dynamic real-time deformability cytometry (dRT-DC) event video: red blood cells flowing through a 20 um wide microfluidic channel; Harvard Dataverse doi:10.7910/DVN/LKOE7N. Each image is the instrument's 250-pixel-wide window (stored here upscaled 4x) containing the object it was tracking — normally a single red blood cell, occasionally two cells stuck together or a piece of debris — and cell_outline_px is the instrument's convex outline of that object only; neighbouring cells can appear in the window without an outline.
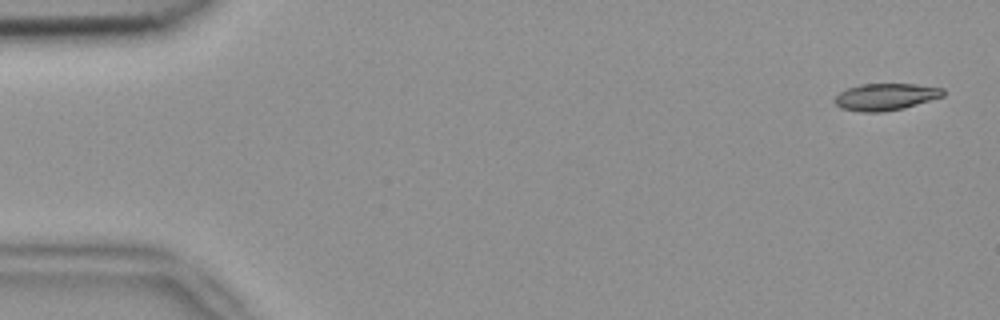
{"species": "common noctule bat (a hibernating species)", "species_latin": "Nyctalus noctula", "temperature_condition": "room temperature", "stored_images_in_passage": 11, "segment_of_instrument_passage": [1, 2], "camera_frame_rate_fps": 3000, "um_per_image_px": 0.085, "animal": {"sex": "female", "body_mass_g": 18.4}, "frame": {"image": 1, "passage_image": 1, "time_ms": 0.0, "image_size_px": [1000, 320], "cell_outline_px": [[944, 96], [904, 108], [884, 112], [860, 112], [840, 108], [832, 100], [840, 92], [848, 88], [860, 84], [916, 84], [944, 88]], "centroid_in_image_um": [75.27, 8.23], "position_along_channel_um": 9.7, "area_um2": 17.11}}
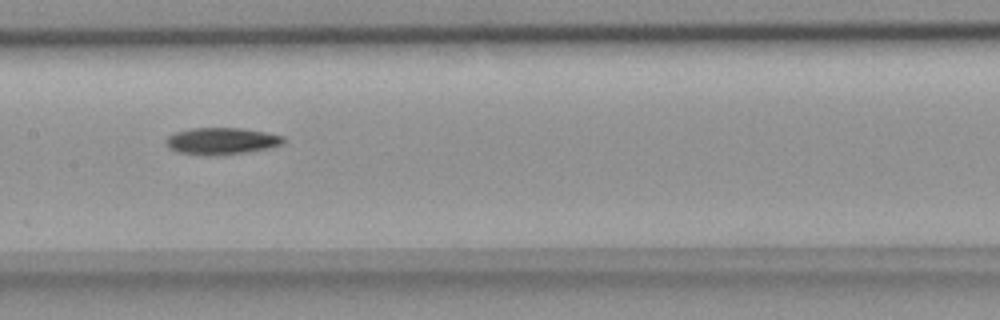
{"frame": {"image": 2, "passage_image": 8, "time_ms": 2.333, "image_size_px": [1000, 320], "cell_outline_px": [[284, 144], [268, 148], [244, 152], [180, 152], [168, 148], [164, 140], [168, 136], [176, 132], [192, 128], [240, 128], [264, 132], [284, 136]], "centroid_in_image_um": [18.86, 11.93], "position_along_channel_um": 188.5, "area_um2": 17.28}}
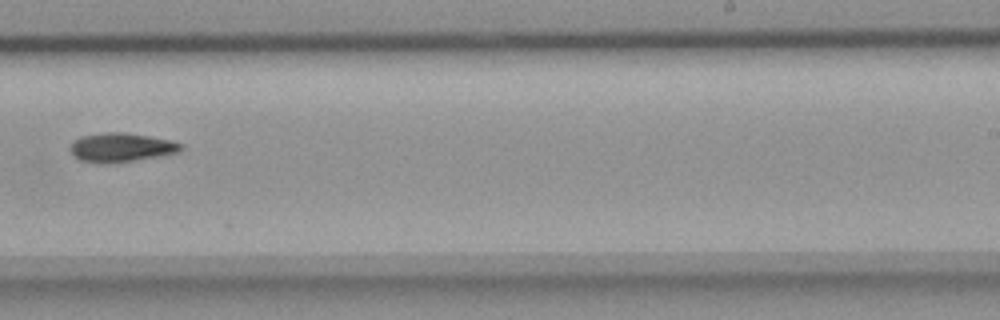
{"frame": {"image": 3, "passage_image": 10, "time_ms": 3.0, "image_size_px": [1000, 320], "cell_outline_px": [[184, 148], [180, 152], [160, 156], [136, 160], [108, 164], [100, 164], [80, 160], [72, 156], [68, 148], [72, 140], [80, 136], [108, 132], [116, 132], [148, 136], [168, 140], [180, 144]], "centroid_in_image_um": [10.21, 12.55], "position_along_channel_um": 278.8, "area_um2": 18.84}}